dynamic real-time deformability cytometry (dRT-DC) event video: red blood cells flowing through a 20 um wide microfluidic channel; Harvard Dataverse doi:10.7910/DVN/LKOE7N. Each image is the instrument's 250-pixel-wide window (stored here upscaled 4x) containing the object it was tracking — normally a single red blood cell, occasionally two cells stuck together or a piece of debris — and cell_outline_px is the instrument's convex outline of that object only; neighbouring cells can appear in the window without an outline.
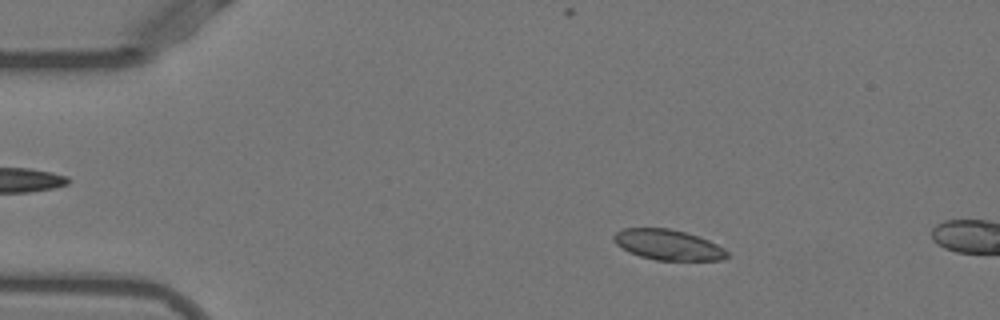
{"species": "Egyptian fruit bat (a non-hibernating species)", "species_latin": "Rousettus aegyptiacus", "temperature_condition": "warm", "stored_images_in_passage": 15, "camera_frame_rate_fps": 3000, "um_per_image_px": 0.085, "animal": {"sex": "female"}, "frame": {"image": 1, "passage_image": 9, "time_ms": 2.667, "image_size_px": [1000, 320], "cell_outline_px": [[728, 256], [724, 260], [656, 260], [640, 256], [628, 252], [616, 244], [612, 240], [612, 236], [616, 232], [624, 228], [668, 228], [684, 232], [708, 240], [724, 248], [728, 252]], "centroid_in_image_um": [56.76, 20.81], "position_along_channel_um": 28.2, "area_um2": 20.06}}